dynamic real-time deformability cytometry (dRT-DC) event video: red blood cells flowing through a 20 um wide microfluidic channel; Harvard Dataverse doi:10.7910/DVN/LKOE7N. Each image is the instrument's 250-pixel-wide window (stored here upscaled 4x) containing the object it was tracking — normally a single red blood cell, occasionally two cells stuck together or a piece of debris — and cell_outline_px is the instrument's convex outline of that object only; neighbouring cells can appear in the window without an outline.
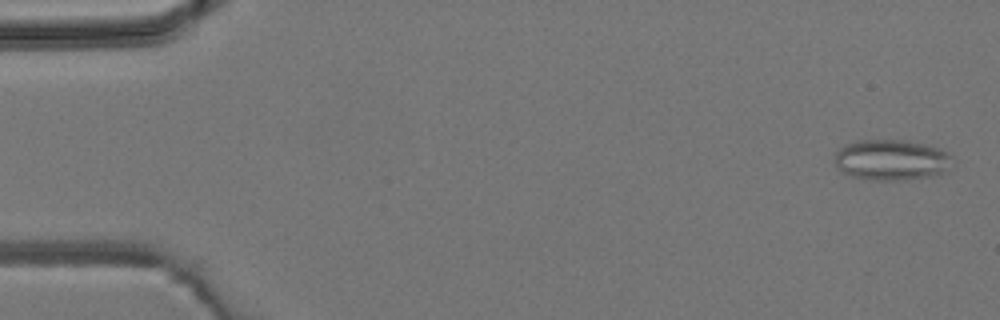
{"species": "common noctule bat (a hibernating species)", "species_latin": "Nyctalus noctula", "temperature_condition": "room temperature", "stored_images_in_passage": 3, "camera_frame_rate_fps": 3000, "um_per_image_px": 0.085, "animal": {"sex": "male", "body_mass_g": 19.2, "forearm_length_mm": 51.8}, "frame": {"image": 1, "passage_image": 3, "time_ms": 3.333, "image_size_px": [1000, 320], "cell_outline_px": [[952, 156], [944, 172], [932, 176], [900, 180], [872, 180], [852, 176], [840, 172], [836, 164], [836, 152], [844, 144], [856, 140], [908, 140], [940, 148], [948, 152]], "centroid_in_image_um": [75.74, 13.58], "position_along_channel_um": 9.3, "area_um2": 27.92}}